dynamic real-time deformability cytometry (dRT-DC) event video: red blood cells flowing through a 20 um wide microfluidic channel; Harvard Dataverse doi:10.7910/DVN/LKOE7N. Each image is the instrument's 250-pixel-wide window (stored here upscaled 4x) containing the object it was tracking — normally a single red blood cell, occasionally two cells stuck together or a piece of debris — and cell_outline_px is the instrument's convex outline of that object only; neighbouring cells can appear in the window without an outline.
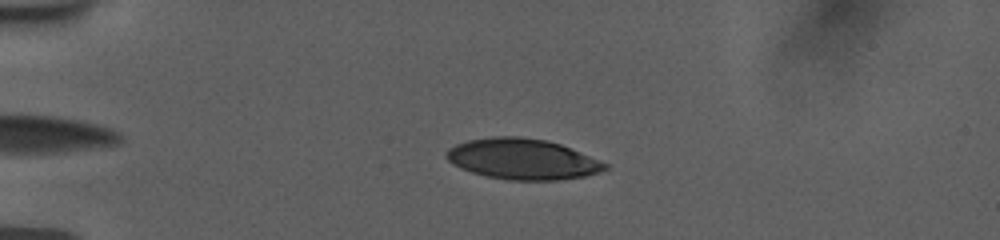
{"species": "human", "species_latin": "Homo sapiens", "temperature_condition": "room temperature", "stored_images_in_passage": 22, "camera_frame_rate_fps": 3000, "um_per_image_px": 0.085, "donor": {"sex": "female"}, "frame": {"image": 1, "passage_image": 16, "time_ms": 4.333, "image_size_px": [1000, 240], "cell_outline_px": [[608, 168], [584, 176], [556, 180], [508, 180], [488, 176], [472, 172], [448, 160], [448, 152], [452, 148], [468, 140], [492, 136], [520, 136], [544, 140], [560, 144], [608, 164]], "centroid_in_image_um": [44.45, 13.52], "position_along_channel_um": 40.6, "area_um2": 36.7}}